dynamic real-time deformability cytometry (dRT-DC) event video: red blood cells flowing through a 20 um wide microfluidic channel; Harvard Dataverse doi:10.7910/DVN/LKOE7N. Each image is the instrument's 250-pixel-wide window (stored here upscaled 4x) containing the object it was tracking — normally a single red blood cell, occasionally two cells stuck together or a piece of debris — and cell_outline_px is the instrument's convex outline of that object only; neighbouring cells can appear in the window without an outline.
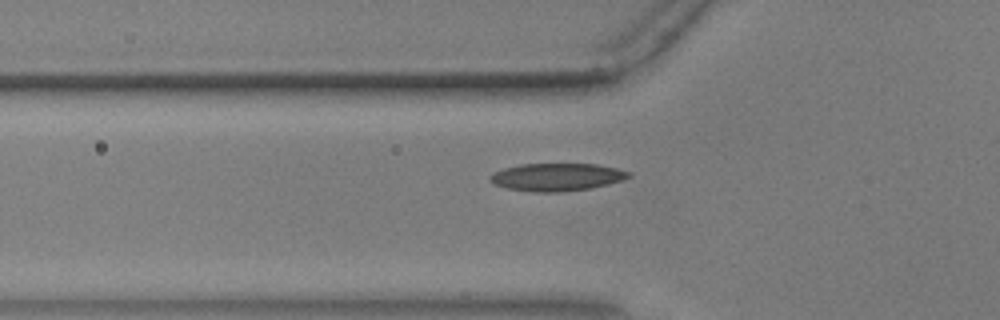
{"species": "common noctule bat (a hibernating species)", "species_latin": "Nyctalus noctula", "temperature_condition": "warm", "stored_images_in_passage": 56, "camera_frame_rate_fps": 3000, "um_per_image_px": 0.085, "animal": {"sex": "male", "body_mass_g": 17.9, "forearm_length_mm": 54.2}, "frame": {"image": 1, "passage_image": 20, "time_ms": 6.333, "image_size_px": [1000, 320], "cell_outline_px": [[632, 176], [624, 180], [608, 184], [588, 188], [560, 192], [532, 192], [508, 188], [492, 184], [488, 180], [488, 176], [492, 172], [504, 168], [520, 164], [596, 164], [616, 168], [632, 172]], "centroid_in_image_um": [47.3, 15.04], "position_along_channel_um": 78.5, "area_um2": 22.54}}
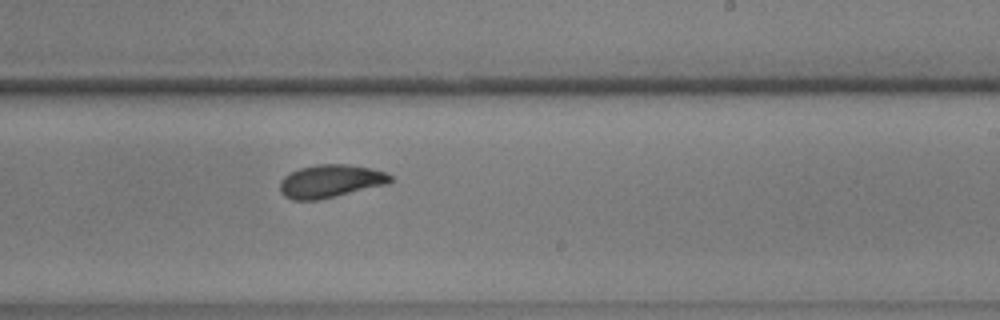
{"frame": {"image": 2, "passage_image": 35, "time_ms": 11.333, "image_size_px": [1000, 320], "cell_outline_px": [[392, 180], [388, 184], [316, 200], [292, 200], [284, 196], [280, 192], [280, 180], [288, 172], [300, 168], [320, 164], [348, 164], [372, 168], [384, 172], [392, 176]], "centroid_in_image_um": [28.06, 15.39], "position_along_channel_um": 260.9, "area_um2": 21.21}}
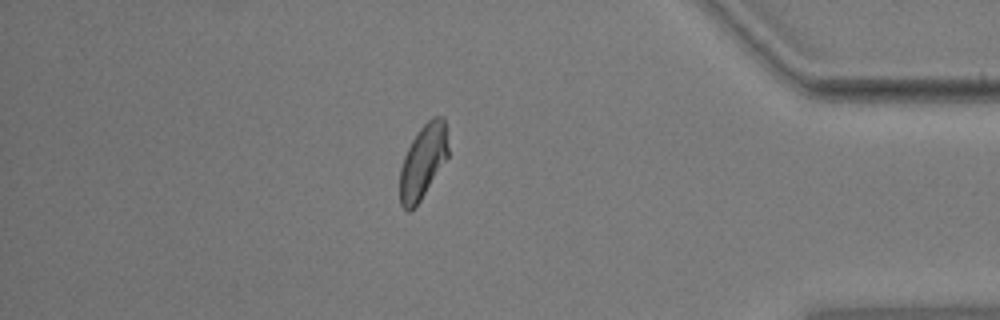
{"frame": {"image": 3, "passage_image": 49, "time_ms": 16.0, "image_size_px": [1000, 320], "cell_outline_px": [[448, 156], [420, 200], [408, 212], [400, 204], [400, 168], [404, 156], [412, 140], [420, 128], [432, 116], [444, 116], [448, 148]], "centroid_in_image_um": [35.95, 13.7], "position_along_channel_um": 399.3, "area_um2": 20.46}, "authors_computed_cell_mechanics": {"area_um2": 21.0392, "velocity_mm_per_s": 3.639, "shape_relaxation_time_tau1_ms": 4.2534, "shape_relaxation_time_tau2_ms": 3.1158, "deformation_change_tau1": 0.1449, "deformation_change_tau2": 0.0667}}